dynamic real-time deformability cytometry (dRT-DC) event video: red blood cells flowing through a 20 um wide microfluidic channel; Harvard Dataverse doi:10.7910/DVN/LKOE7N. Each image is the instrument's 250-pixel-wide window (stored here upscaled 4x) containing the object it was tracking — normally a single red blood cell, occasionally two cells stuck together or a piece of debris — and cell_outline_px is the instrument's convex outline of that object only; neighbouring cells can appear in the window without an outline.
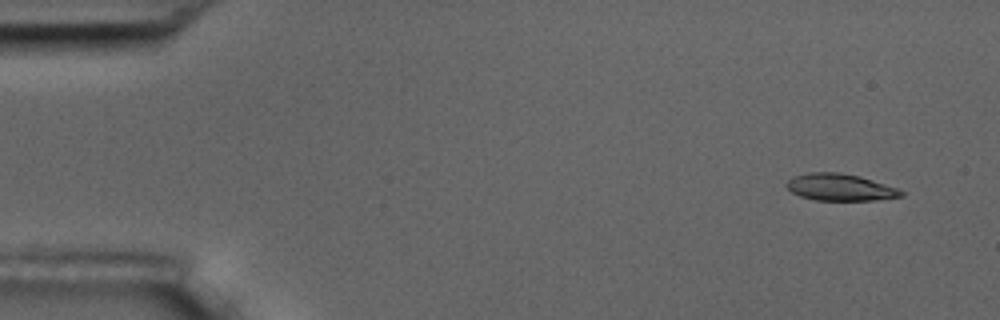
{"species": "common noctule bat (a hibernating species)", "species_latin": "Nyctalus noctula", "temperature_condition": "room temperature", "stored_images_in_passage": 10, "camera_frame_rate_fps": 3000, "um_per_image_px": 0.085, "animal": {"sex": "male", "body_mass_g": 17.5, "forearm_length_mm": 52.3}, "frame": {"image": 1, "passage_image": 1, "time_ms": 0.0, "image_size_px": [1000, 320], "cell_outline_px": [[904, 196], [872, 200], [816, 200], [800, 196], [792, 192], [784, 184], [792, 176], [808, 172], [840, 172], [860, 176], [896, 188], [904, 192]], "centroid_in_image_um": [71.36, 15.91], "position_along_channel_um": 13.6, "area_um2": 17.92}}
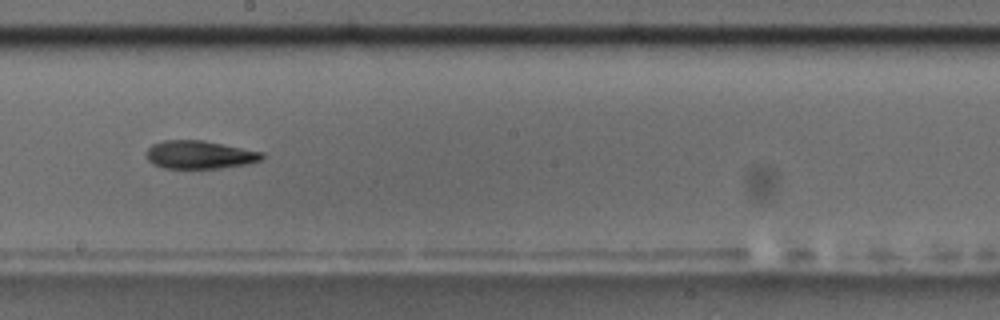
{"frame": {"image": 2, "passage_image": 9, "time_ms": 9.333, "image_size_px": [1000, 320], "cell_outline_px": [[264, 156], [260, 160], [248, 164], [220, 168], [164, 168], [152, 164], [148, 160], [144, 152], [152, 144], [164, 140], [204, 140], [264, 152]], "centroid_in_image_um": [16.95, 13.15], "position_along_channel_um": 231.3, "area_um2": 19.13}}
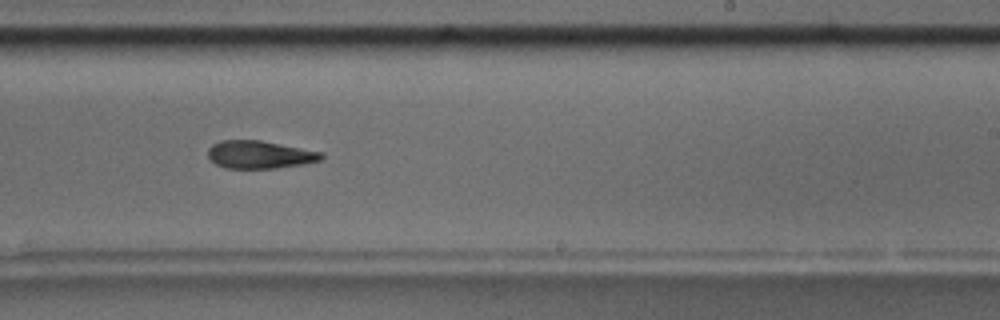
{"frame": {"image": 3, "passage_image": 10, "time_ms": 10.333, "image_size_px": [1000, 320], "cell_outline_px": [[324, 156], [320, 160], [304, 164], [276, 168], [224, 168], [216, 164], [208, 156], [208, 148], [212, 144], [220, 140], [260, 140], [324, 152]], "centroid_in_image_um": [22.08, 13.14], "position_along_channel_um": 266.9, "area_um2": 18.44}}